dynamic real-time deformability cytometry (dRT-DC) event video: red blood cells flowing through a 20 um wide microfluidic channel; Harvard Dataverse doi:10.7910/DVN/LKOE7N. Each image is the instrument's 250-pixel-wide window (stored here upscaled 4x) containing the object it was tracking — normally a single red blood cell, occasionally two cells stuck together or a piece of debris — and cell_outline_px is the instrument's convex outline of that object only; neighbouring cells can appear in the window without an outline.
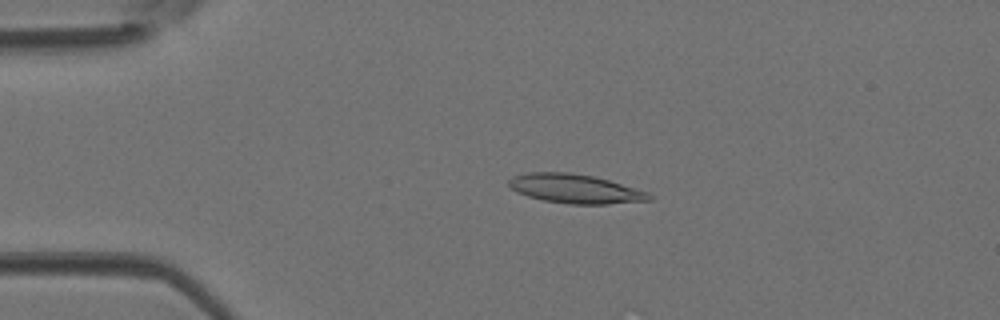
{"species": "Egyptian fruit bat (a non-hibernating species)", "species_latin": "Rousettus aegyptiacus", "temperature_condition": "room temperature", "stored_images_in_passage": 43, "camera_frame_rate_fps": 3000, "um_per_image_px": 0.085, "animal": {"sex": "female"}, "frame": {"image": 1, "passage_image": 9, "time_ms": 2.667, "image_size_px": [1000, 320], "cell_outline_px": [[652, 200], [608, 204], [568, 204], [544, 200], [528, 196], [516, 192], [508, 184], [508, 180], [512, 176], [528, 172], [568, 172], [596, 176], [648, 192], [652, 196]], "centroid_in_image_um": [48.88, 16.04], "position_along_channel_um": 36.1, "area_um2": 23.87}}
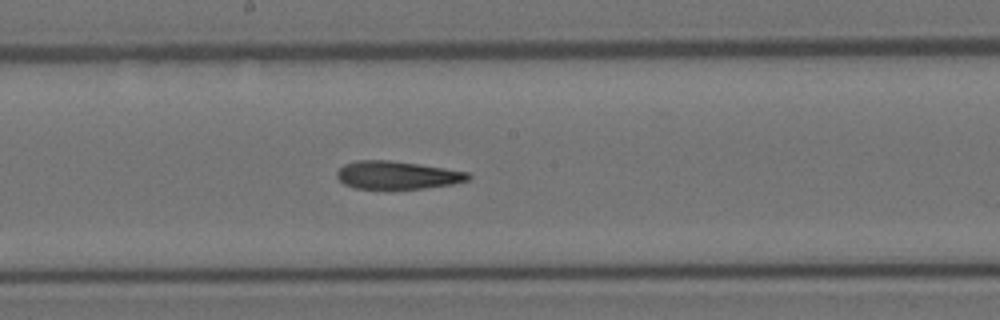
{"frame": {"image": 2, "passage_image": 23, "time_ms": 7.333, "image_size_px": [1000, 320], "cell_outline_px": [[472, 176], [468, 180], [452, 184], [424, 188], [356, 188], [344, 184], [336, 176], [336, 172], [344, 164], [356, 160], [388, 160], [420, 164], [468, 172]], "centroid_in_image_um": [33.75, 14.87], "position_along_channel_um": 214.4, "area_um2": 21.21}}
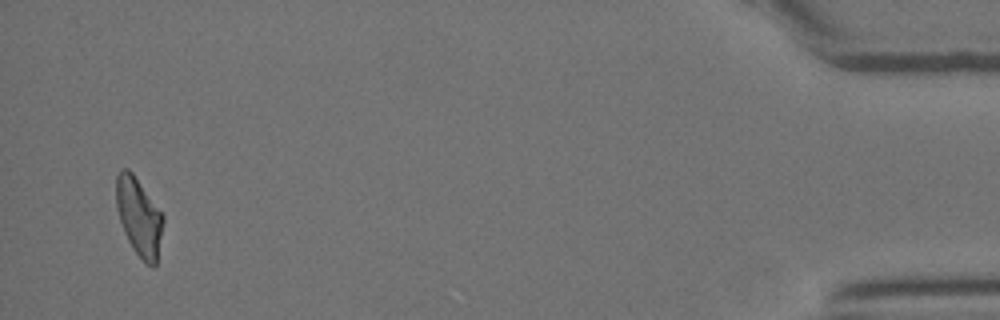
{"frame": {"image": 3, "passage_image": 42, "time_ms": 13.667, "image_size_px": [1000, 320], "cell_outline_px": [[164, 220], [156, 264], [152, 268], [132, 248], [124, 232], [116, 208], [116, 176], [120, 168], [128, 168], [132, 172], [164, 216]], "centroid_in_image_um": [11.79, 18.4], "position_along_channel_um": 423.4, "area_um2": 21.1}}